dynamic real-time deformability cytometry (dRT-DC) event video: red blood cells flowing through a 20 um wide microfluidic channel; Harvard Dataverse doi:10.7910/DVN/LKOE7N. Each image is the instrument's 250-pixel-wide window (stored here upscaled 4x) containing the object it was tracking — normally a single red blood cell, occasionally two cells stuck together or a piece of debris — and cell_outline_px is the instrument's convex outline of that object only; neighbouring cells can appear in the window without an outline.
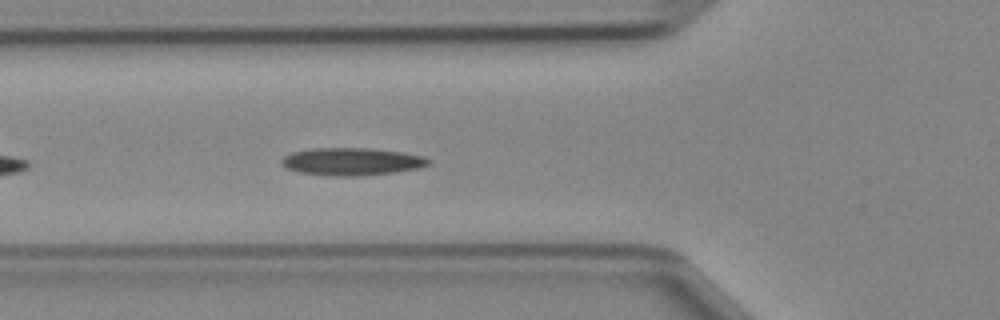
{"species": "Egyptian fruit bat (a non-hibernating species)", "species_latin": "Rousettus aegyptiacus", "temperature_condition": "cold", "stored_images_in_passage": 37, "camera_frame_rate_fps": 3000, "um_per_image_px": 0.085, "animal": {"sex": "female"}, "frame": {"image": 1, "passage_image": 6, "time_ms": 1.667, "image_size_px": [1000, 320], "cell_outline_px": [[432, 160], [428, 164], [420, 168], [396, 172], [356, 176], [332, 176], [300, 172], [288, 168], [280, 164], [280, 160], [284, 156], [292, 152], [312, 148], [372, 148], [404, 152], [424, 156]], "centroid_in_image_um": [29.93, 13.72], "position_along_channel_um": 95.9, "area_um2": 23.76}}